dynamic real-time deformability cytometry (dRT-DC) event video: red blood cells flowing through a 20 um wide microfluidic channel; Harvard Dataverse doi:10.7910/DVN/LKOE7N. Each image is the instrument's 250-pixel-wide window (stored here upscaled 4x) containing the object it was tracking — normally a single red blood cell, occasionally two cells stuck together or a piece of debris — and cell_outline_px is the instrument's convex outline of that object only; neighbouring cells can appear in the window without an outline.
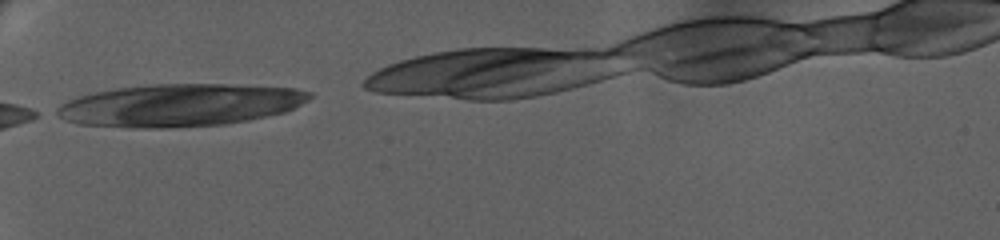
{"species": "human", "species_latin": "Homo sapiens", "temperature_condition": "warm", "stored_images_in_passage": 7, "segment_of_instrument_passage": [1, 2], "camera_frame_rate_fps": 3000, "um_per_image_px": 0.085, "donor": {"sex": "female"}, "frame": {"image": 1, "passage_image": 1, "time_ms": 0.0, "image_size_px": [1000, 240], "cell_outline_px": [[312, 96], [308, 100], [284, 112], [248, 120], [224, 124], [164, 128], [132, 128], [76, 124], [64, 120], [48, 112], [60, 104], [68, 100], [92, 92], [116, 88], [156, 84], [224, 84], [296, 88], [312, 92]], "centroid_in_image_um": [15.17, 8.94], "position_along_channel_um": 69.8, "area_um2": 62.94}}